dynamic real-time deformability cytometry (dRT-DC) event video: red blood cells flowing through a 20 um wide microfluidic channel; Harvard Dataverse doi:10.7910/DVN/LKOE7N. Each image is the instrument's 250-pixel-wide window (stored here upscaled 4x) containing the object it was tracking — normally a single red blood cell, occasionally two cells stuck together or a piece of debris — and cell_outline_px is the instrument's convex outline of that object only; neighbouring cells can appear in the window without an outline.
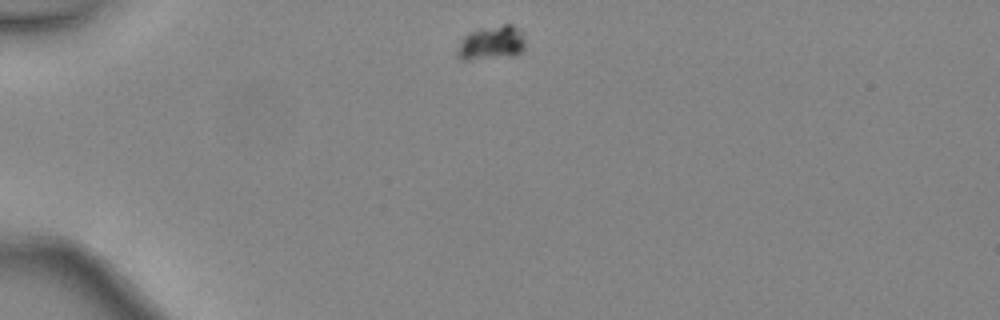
{"species": "common noctule bat (a hibernating species)", "species_latin": "Nyctalus noctula", "temperature_condition": "warm", "stored_images_in_passage": 36, "camera_frame_rate_fps": 3000, "um_per_image_px": 0.085, "animal": {"sex": "female", "body_mass_g": 24.6, "forearm_length_mm": 56.2}, "frame": {"image": 1, "passage_image": 1, "time_ms": 0.0, "image_size_px": [1000, 320], "cell_outline_px": [[524, 52], [516, 56], [468, 60], [460, 60], [456, 56], [456, 52], [460, 40], [468, 32], [480, 28], [504, 24], [512, 24], [524, 36]], "centroid_in_image_um": [41.75, 3.67], "position_along_channel_um": 43.2, "area_um2": 13.87}}
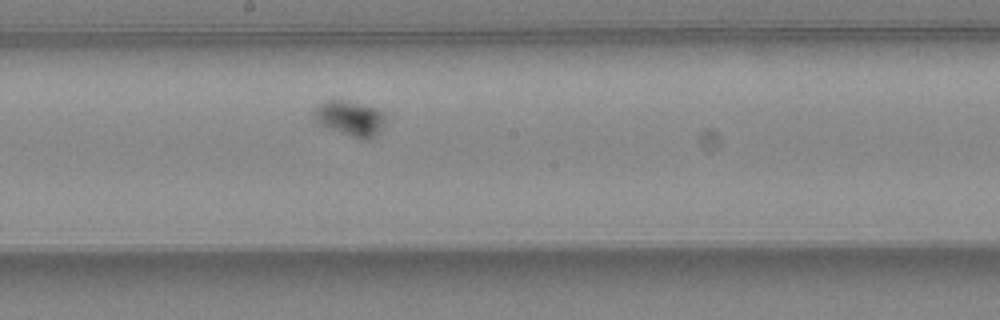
{"frame": {"image": 2, "passage_image": 16, "time_ms": 5.0, "image_size_px": [1000, 320], "cell_outline_px": [[384, 120], [376, 136], [372, 140], [360, 140], [324, 128], [316, 124], [312, 116], [312, 108], [324, 100], [348, 100], [380, 108], [384, 112]], "centroid_in_image_um": [29.68, 10.06], "position_along_channel_um": 218.5, "area_um2": 15.55}}
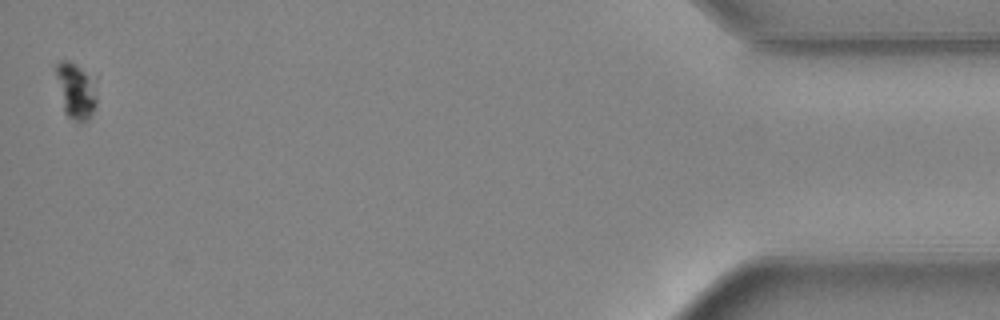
{"frame": {"image": 3, "passage_image": 36, "time_ms": 11.667, "image_size_px": [1000, 320], "cell_outline_px": [[96, 104], [88, 120], [80, 124], [68, 116], [64, 112], [56, 72], [56, 64], [60, 60], [68, 60], [76, 64], [96, 76]], "centroid_in_image_um": [6.5, 7.69], "position_along_channel_um": 428.7, "area_um2": 13.58}, "authors_computed_cell_mechanics": {"area_um2": 14.1032, "velocity_mm_per_s": 4.3708, "shape_relaxation_time_tau1_ms": 0.7811, "shape_relaxation_time_tau2_ms": null, "deformation_change_tau1": 0.0808, "deformation_change_tau2": null}}